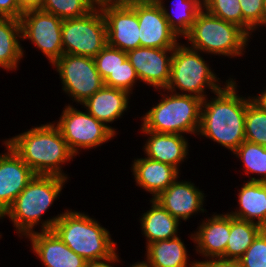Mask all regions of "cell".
<instances>
[{
  "label": "cell",
  "mask_w": 266,
  "mask_h": 267,
  "mask_svg": "<svg viewBox=\"0 0 266 267\" xmlns=\"http://www.w3.org/2000/svg\"><path fill=\"white\" fill-rule=\"evenodd\" d=\"M149 136L143 146L144 154L154 161L170 164L177 168L188 158L189 143L185 135L157 133L148 130H140Z\"/></svg>",
  "instance_id": "20"
},
{
  "label": "cell",
  "mask_w": 266,
  "mask_h": 267,
  "mask_svg": "<svg viewBox=\"0 0 266 267\" xmlns=\"http://www.w3.org/2000/svg\"><path fill=\"white\" fill-rule=\"evenodd\" d=\"M127 59V53L117 48L106 45L95 57L97 71L105 81L114 73L120 64Z\"/></svg>",
  "instance_id": "33"
},
{
  "label": "cell",
  "mask_w": 266,
  "mask_h": 267,
  "mask_svg": "<svg viewBox=\"0 0 266 267\" xmlns=\"http://www.w3.org/2000/svg\"><path fill=\"white\" fill-rule=\"evenodd\" d=\"M22 14L18 8L17 0H0V17L20 19Z\"/></svg>",
  "instance_id": "37"
},
{
  "label": "cell",
  "mask_w": 266,
  "mask_h": 267,
  "mask_svg": "<svg viewBox=\"0 0 266 267\" xmlns=\"http://www.w3.org/2000/svg\"><path fill=\"white\" fill-rule=\"evenodd\" d=\"M20 21L22 41L30 40L53 65L63 55V20L43 10H32L23 13Z\"/></svg>",
  "instance_id": "11"
},
{
  "label": "cell",
  "mask_w": 266,
  "mask_h": 267,
  "mask_svg": "<svg viewBox=\"0 0 266 267\" xmlns=\"http://www.w3.org/2000/svg\"><path fill=\"white\" fill-rule=\"evenodd\" d=\"M67 180L55 175H35L1 216L2 219L6 216L12 221L20 238L34 233L35 226L40 224V231L52 230L62 213L46 220L41 218L60 196Z\"/></svg>",
  "instance_id": "3"
},
{
  "label": "cell",
  "mask_w": 266,
  "mask_h": 267,
  "mask_svg": "<svg viewBox=\"0 0 266 267\" xmlns=\"http://www.w3.org/2000/svg\"><path fill=\"white\" fill-rule=\"evenodd\" d=\"M4 141L36 175H55L69 179L62 165L73 161L76 155L53 122L30 128Z\"/></svg>",
  "instance_id": "2"
},
{
  "label": "cell",
  "mask_w": 266,
  "mask_h": 267,
  "mask_svg": "<svg viewBox=\"0 0 266 267\" xmlns=\"http://www.w3.org/2000/svg\"><path fill=\"white\" fill-rule=\"evenodd\" d=\"M197 267H243L239 260L208 258L203 261L197 260Z\"/></svg>",
  "instance_id": "36"
},
{
  "label": "cell",
  "mask_w": 266,
  "mask_h": 267,
  "mask_svg": "<svg viewBox=\"0 0 266 267\" xmlns=\"http://www.w3.org/2000/svg\"><path fill=\"white\" fill-rule=\"evenodd\" d=\"M107 28V45L128 52L140 47L136 11L128 3L100 7Z\"/></svg>",
  "instance_id": "13"
},
{
  "label": "cell",
  "mask_w": 266,
  "mask_h": 267,
  "mask_svg": "<svg viewBox=\"0 0 266 267\" xmlns=\"http://www.w3.org/2000/svg\"><path fill=\"white\" fill-rule=\"evenodd\" d=\"M52 230L73 252L86 261L104 259L117 249L110 232L84 212L66 209Z\"/></svg>",
  "instance_id": "4"
},
{
  "label": "cell",
  "mask_w": 266,
  "mask_h": 267,
  "mask_svg": "<svg viewBox=\"0 0 266 267\" xmlns=\"http://www.w3.org/2000/svg\"><path fill=\"white\" fill-rule=\"evenodd\" d=\"M140 81L135 68L131 65L128 59L118 66L114 73H111L104 81V85L127 91L133 94L136 82Z\"/></svg>",
  "instance_id": "34"
},
{
  "label": "cell",
  "mask_w": 266,
  "mask_h": 267,
  "mask_svg": "<svg viewBox=\"0 0 266 267\" xmlns=\"http://www.w3.org/2000/svg\"><path fill=\"white\" fill-rule=\"evenodd\" d=\"M146 258L153 267H197V262L190 261V256L181 237L160 240L148 244Z\"/></svg>",
  "instance_id": "24"
},
{
  "label": "cell",
  "mask_w": 266,
  "mask_h": 267,
  "mask_svg": "<svg viewBox=\"0 0 266 267\" xmlns=\"http://www.w3.org/2000/svg\"><path fill=\"white\" fill-rule=\"evenodd\" d=\"M230 235V214H212L199 224L191 233L190 239L195 243L196 253L205 259L220 258L225 254ZM197 244V245H196Z\"/></svg>",
  "instance_id": "18"
},
{
  "label": "cell",
  "mask_w": 266,
  "mask_h": 267,
  "mask_svg": "<svg viewBox=\"0 0 266 267\" xmlns=\"http://www.w3.org/2000/svg\"><path fill=\"white\" fill-rule=\"evenodd\" d=\"M244 182L238 190L239 207L229 214L234 218L259 224L266 229V183Z\"/></svg>",
  "instance_id": "22"
},
{
  "label": "cell",
  "mask_w": 266,
  "mask_h": 267,
  "mask_svg": "<svg viewBox=\"0 0 266 267\" xmlns=\"http://www.w3.org/2000/svg\"><path fill=\"white\" fill-rule=\"evenodd\" d=\"M191 181L177 178L165 191L161 192L154 200L165 208L173 217L187 221L194 213L207 212L203 208L205 194L194 186Z\"/></svg>",
  "instance_id": "16"
},
{
  "label": "cell",
  "mask_w": 266,
  "mask_h": 267,
  "mask_svg": "<svg viewBox=\"0 0 266 267\" xmlns=\"http://www.w3.org/2000/svg\"><path fill=\"white\" fill-rule=\"evenodd\" d=\"M151 208L141 214L140 228L146 238V246L150 243L178 237L180 221L173 217L154 199L150 200Z\"/></svg>",
  "instance_id": "23"
},
{
  "label": "cell",
  "mask_w": 266,
  "mask_h": 267,
  "mask_svg": "<svg viewBox=\"0 0 266 267\" xmlns=\"http://www.w3.org/2000/svg\"><path fill=\"white\" fill-rule=\"evenodd\" d=\"M262 230L259 224L230 215V235L225 254L221 258L239 260Z\"/></svg>",
  "instance_id": "27"
},
{
  "label": "cell",
  "mask_w": 266,
  "mask_h": 267,
  "mask_svg": "<svg viewBox=\"0 0 266 267\" xmlns=\"http://www.w3.org/2000/svg\"><path fill=\"white\" fill-rule=\"evenodd\" d=\"M243 14V30L251 37L265 26L264 0H239Z\"/></svg>",
  "instance_id": "32"
},
{
  "label": "cell",
  "mask_w": 266,
  "mask_h": 267,
  "mask_svg": "<svg viewBox=\"0 0 266 267\" xmlns=\"http://www.w3.org/2000/svg\"><path fill=\"white\" fill-rule=\"evenodd\" d=\"M253 96H251L252 101L266 112V89L264 88L259 95Z\"/></svg>",
  "instance_id": "40"
},
{
  "label": "cell",
  "mask_w": 266,
  "mask_h": 267,
  "mask_svg": "<svg viewBox=\"0 0 266 267\" xmlns=\"http://www.w3.org/2000/svg\"><path fill=\"white\" fill-rule=\"evenodd\" d=\"M94 8H100L105 5L115 4L114 0H88Z\"/></svg>",
  "instance_id": "41"
},
{
  "label": "cell",
  "mask_w": 266,
  "mask_h": 267,
  "mask_svg": "<svg viewBox=\"0 0 266 267\" xmlns=\"http://www.w3.org/2000/svg\"><path fill=\"white\" fill-rule=\"evenodd\" d=\"M93 9L88 0H43L41 6V10L62 20L82 17Z\"/></svg>",
  "instance_id": "30"
},
{
  "label": "cell",
  "mask_w": 266,
  "mask_h": 267,
  "mask_svg": "<svg viewBox=\"0 0 266 267\" xmlns=\"http://www.w3.org/2000/svg\"><path fill=\"white\" fill-rule=\"evenodd\" d=\"M173 49L140 46L126 53L140 82L159 91L165 89L169 83Z\"/></svg>",
  "instance_id": "14"
},
{
  "label": "cell",
  "mask_w": 266,
  "mask_h": 267,
  "mask_svg": "<svg viewBox=\"0 0 266 267\" xmlns=\"http://www.w3.org/2000/svg\"><path fill=\"white\" fill-rule=\"evenodd\" d=\"M236 80L229 78L225 85L214 93L213 98L208 96L201 105L200 126L197 135L209 138L211 141L232 151L245 141V115L247 98L238 94Z\"/></svg>",
  "instance_id": "1"
},
{
  "label": "cell",
  "mask_w": 266,
  "mask_h": 267,
  "mask_svg": "<svg viewBox=\"0 0 266 267\" xmlns=\"http://www.w3.org/2000/svg\"><path fill=\"white\" fill-rule=\"evenodd\" d=\"M128 4L137 13L141 47L174 48L179 44L180 37L169 26L156 0H139Z\"/></svg>",
  "instance_id": "12"
},
{
  "label": "cell",
  "mask_w": 266,
  "mask_h": 267,
  "mask_svg": "<svg viewBox=\"0 0 266 267\" xmlns=\"http://www.w3.org/2000/svg\"><path fill=\"white\" fill-rule=\"evenodd\" d=\"M117 250L109 257L98 260H89L86 262L85 267H114L115 263L120 262V258H118Z\"/></svg>",
  "instance_id": "38"
},
{
  "label": "cell",
  "mask_w": 266,
  "mask_h": 267,
  "mask_svg": "<svg viewBox=\"0 0 266 267\" xmlns=\"http://www.w3.org/2000/svg\"><path fill=\"white\" fill-rule=\"evenodd\" d=\"M243 267H266V229H263L239 259Z\"/></svg>",
  "instance_id": "35"
},
{
  "label": "cell",
  "mask_w": 266,
  "mask_h": 267,
  "mask_svg": "<svg viewBox=\"0 0 266 267\" xmlns=\"http://www.w3.org/2000/svg\"><path fill=\"white\" fill-rule=\"evenodd\" d=\"M183 38L188 40L190 48L201 54L234 58L246 53L244 50L252 37L238 25L224 21L203 8Z\"/></svg>",
  "instance_id": "6"
},
{
  "label": "cell",
  "mask_w": 266,
  "mask_h": 267,
  "mask_svg": "<svg viewBox=\"0 0 266 267\" xmlns=\"http://www.w3.org/2000/svg\"><path fill=\"white\" fill-rule=\"evenodd\" d=\"M156 1L161 6L169 26L180 38L190 31L198 13L203 9V0H173L170 13L169 8L165 6V0Z\"/></svg>",
  "instance_id": "26"
},
{
  "label": "cell",
  "mask_w": 266,
  "mask_h": 267,
  "mask_svg": "<svg viewBox=\"0 0 266 267\" xmlns=\"http://www.w3.org/2000/svg\"><path fill=\"white\" fill-rule=\"evenodd\" d=\"M130 267H153L150 262L146 259L145 261H139L134 264H130Z\"/></svg>",
  "instance_id": "42"
},
{
  "label": "cell",
  "mask_w": 266,
  "mask_h": 267,
  "mask_svg": "<svg viewBox=\"0 0 266 267\" xmlns=\"http://www.w3.org/2000/svg\"><path fill=\"white\" fill-rule=\"evenodd\" d=\"M52 67L59 73L63 92L77 104L104 86L93 57L63 54Z\"/></svg>",
  "instance_id": "10"
},
{
  "label": "cell",
  "mask_w": 266,
  "mask_h": 267,
  "mask_svg": "<svg viewBox=\"0 0 266 267\" xmlns=\"http://www.w3.org/2000/svg\"><path fill=\"white\" fill-rule=\"evenodd\" d=\"M19 39L22 40L20 19L0 17V68L3 70L18 69L25 52Z\"/></svg>",
  "instance_id": "25"
},
{
  "label": "cell",
  "mask_w": 266,
  "mask_h": 267,
  "mask_svg": "<svg viewBox=\"0 0 266 267\" xmlns=\"http://www.w3.org/2000/svg\"><path fill=\"white\" fill-rule=\"evenodd\" d=\"M131 172L138 187L149 192L155 199L165 191L177 178L180 171L174 166L154 161L147 157L136 158L132 161Z\"/></svg>",
  "instance_id": "19"
},
{
  "label": "cell",
  "mask_w": 266,
  "mask_h": 267,
  "mask_svg": "<svg viewBox=\"0 0 266 267\" xmlns=\"http://www.w3.org/2000/svg\"><path fill=\"white\" fill-rule=\"evenodd\" d=\"M43 0H17L18 8L22 13L41 10Z\"/></svg>",
  "instance_id": "39"
},
{
  "label": "cell",
  "mask_w": 266,
  "mask_h": 267,
  "mask_svg": "<svg viewBox=\"0 0 266 267\" xmlns=\"http://www.w3.org/2000/svg\"><path fill=\"white\" fill-rule=\"evenodd\" d=\"M203 8L210 14L243 29V14L239 0H203Z\"/></svg>",
  "instance_id": "31"
},
{
  "label": "cell",
  "mask_w": 266,
  "mask_h": 267,
  "mask_svg": "<svg viewBox=\"0 0 266 267\" xmlns=\"http://www.w3.org/2000/svg\"><path fill=\"white\" fill-rule=\"evenodd\" d=\"M59 120L53 123L59 128L70 150L79 155V150L101 147L103 143L111 141L116 134L104 123L73 105L64 106Z\"/></svg>",
  "instance_id": "9"
},
{
  "label": "cell",
  "mask_w": 266,
  "mask_h": 267,
  "mask_svg": "<svg viewBox=\"0 0 266 267\" xmlns=\"http://www.w3.org/2000/svg\"><path fill=\"white\" fill-rule=\"evenodd\" d=\"M264 6H265V26H266V0H264Z\"/></svg>",
  "instance_id": "44"
},
{
  "label": "cell",
  "mask_w": 266,
  "mask_h": 267,
  "mask_svg": "<svg viewBox=\"0 0 266 267\" xmlns=\"http://www.w3.org/2000/svg\"><path fill=\"white\" fill-rule=\"evenodd\" d=\"M45 267H85L86 260L73 252L53 230L35 231L26 237Z\"/></svg>",
  "instance_id": "17"
},
{
  "label": "cell",
  "mask_w": 266,
  "mask_h": 267,
  "mask_svg": "<svg viewBox=\"0 0 266 267\" xmlns=\"http://www.w3.org/2000/svg\"><path fill=\"white\" fill-rule=\"evenodd\" d=\"M211 69L198 50L180 42L173 49L170 80L165 89L205 99L207 89L214 94L223 87L220 78Z\"/></svg>",
  "instance_id": "7"
},
{
  "label": "cell",
  "mask_w": 266,
  "mask_h": 267,
  "mask_svg": "<svg viewBox=\"0 0 266 267\" xmlns=\"http://www.w3.org/2000/svg\"><path fill=\"white\" fill-rule=\"evenodd\" d=\"M3 142L7 152L0 154V216L36 175L12 147Z\"/></svg>",
  "instance_id": "15"
},
{
  "label": "cell",
  "mask_w": 266,
  "mask_h": 267,
  "mask_svg": "<svg viewBox=\"0 0 266 267\" xmlns=\"http://www.w3.org/2000/svg\"><path fill=\"white\" fill-rule=\"evenodd\" d=\"M244 129L245 141L266 147V112L252 99L247 103Z\"/></svg>",
  "instance_id": "29"
},
{
  "label": "cell",
  "mask_w": 266,
  "mask_h": 267,
  "mask_svg": "<svg viewBox=\"0 0 266 267\" xmlns=\"http://www.w3.org/2000/svg\"><path fill=\"white\" fill-rule=\"evenodd\" d=\"M130 96L131 94L127 91L104 85L81 105L90 115L104 123L116 134V128L111 127L108 123L111 124L116 119H120L124 112H127Z\"/></svg>",
  "instance_id": "21"
},
{
  "label": "cell",
  "mask_w": 266,
  "mask_h": 267,
  "mask_svg": "<svg viewBox=\"0 0 266 267\" xmlns=\"http://www.w3.org/2000/svg\"><path fill=\"white\" fill-rule=\"evenodd\" d=\"M242 161L245 174H257L259 178L249 176L247 181L266 183V147L248 141L242 142L233 152Z\"/></svg>",
  "instance_id": "28"
},
{
  "label": "cell",
  "mask_w": 266,
  "mask_h": 267,
  "mask_svg": "<svg viewBox=\"0 0 266 267\" xmlns=\"http://www.w3.org/2000/svg\"><path fill=\"white\" fill-rule=\"evenodd\" d=\"M63 54L95 57L107 45V28L100 8L88 14L63 20Z\"/></svg>",
  "instance_id": "8"
},
{
  "label": "cell",
  "mask_w": 266,
  "mask_h": 267,
  "mask_svg": "<svg viewBox=\"0 0 266 267\" xmlns=\"http://www.w3.org/2000/svg\"><path fill=\"white\" fill-rule=\"evenodd\" d=\"M116 3H129L132 1H139V0H114Z\"/></svg>",
  "instance_id": "43"
},
{
  "label": "cell",
  "mask_w": 266,
  "mask_h": 267,
  "mask_svg": "<svg viewBox=\"0 0 266 267\" xmlns=\"http://www.w3.org/2000/svg\"><path fill=\"white\" fill-rule=\"evenodd\" d=\"M161 90L160 101L155 106L152 105L141 117L140 130L181 135L188 133L197 136L203 99L194 95Z\"/></svg>",
  "instance_id": "5"
}]
</instances>
